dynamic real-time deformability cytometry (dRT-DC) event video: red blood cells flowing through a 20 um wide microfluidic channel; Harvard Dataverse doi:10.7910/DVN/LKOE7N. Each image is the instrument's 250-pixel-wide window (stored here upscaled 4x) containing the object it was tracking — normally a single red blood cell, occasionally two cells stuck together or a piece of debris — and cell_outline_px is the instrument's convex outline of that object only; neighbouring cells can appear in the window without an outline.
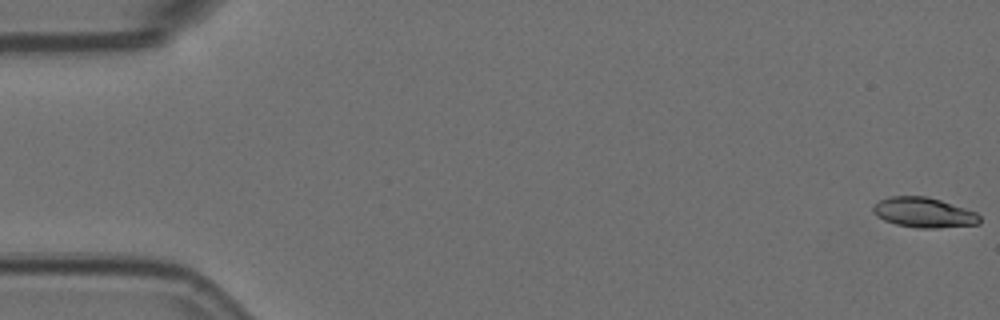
{"species": "Egyptian fruit bat (a non-hibernating species)", "species_latin": "Rousettus aegyptiacus", "temperature_condition": "room temperature", "stored_images_in_passage": 9, "camera_frame_rate_fps": 3000, "um_per_image_px": 0.085, "animal": {"sex": "female"}, "frame": {"image": 1, "passage_image": 1, "time_ms": 0.0, "image_size_px": [1000, 320], "cell_outline_px": [[980, 224], [940, 228], [916, 228], [896, 224], [884, 220], [876, 216], [872, 212], [872, 208], [880, 200], [888, 196], [928, 196], [976, 212], [980, 216]], "centroid_in_image_um": [78.52, 18.07], "position_along_channel_um": 6.5, "area_um2": 18.73}}
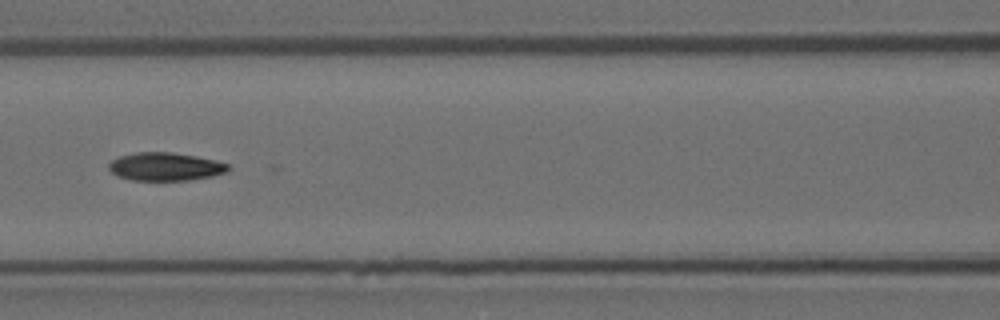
{"frame": {"image": 2, "passage_image": 8, "time_ms": 2.333, "image_size_px": [1000, 320], "cell_outline_px": [[232, 168], [228, 172], [212, 176], [188, 180], [132, 180], [120, 176], [112, 172], [108, 168], [108, 164], [112, 160], [120, 156], [136, 152], [172, 152], [196, 156], [216, 160], [228, 164]], "centroid_in_image_um": [14.1, 14.16], "position_along_channel_um": 152.5, "area_um2": 19.59}}
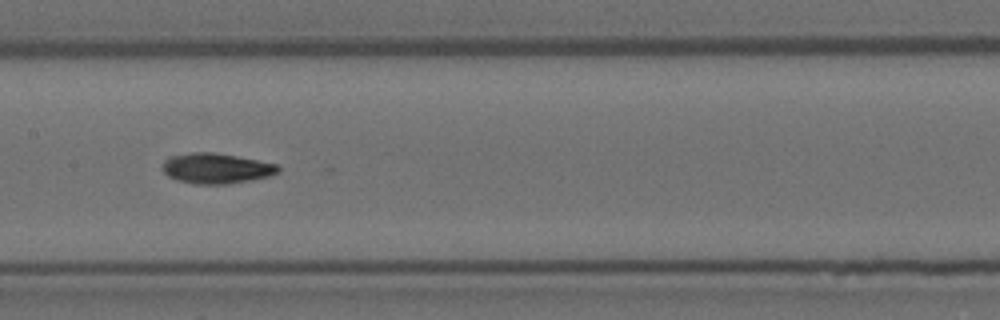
{"frame": {"image": 3, "passage_image": 9, "time_ms": 2.667, "image_size_px": [1000, 320], "cell_outline_px": [[280, 172], [268, 176], [252, 180], [228, 184], [196, 184], [176, 180], [168, 176], [164, 172], [164, 160], [172, 156], [192, 152], [216, 152], [280, 164]], "centroid_in_image_um": [18.44, 14.31], "position_along_channel_um": 189.0, "area_um2": 20.58}}